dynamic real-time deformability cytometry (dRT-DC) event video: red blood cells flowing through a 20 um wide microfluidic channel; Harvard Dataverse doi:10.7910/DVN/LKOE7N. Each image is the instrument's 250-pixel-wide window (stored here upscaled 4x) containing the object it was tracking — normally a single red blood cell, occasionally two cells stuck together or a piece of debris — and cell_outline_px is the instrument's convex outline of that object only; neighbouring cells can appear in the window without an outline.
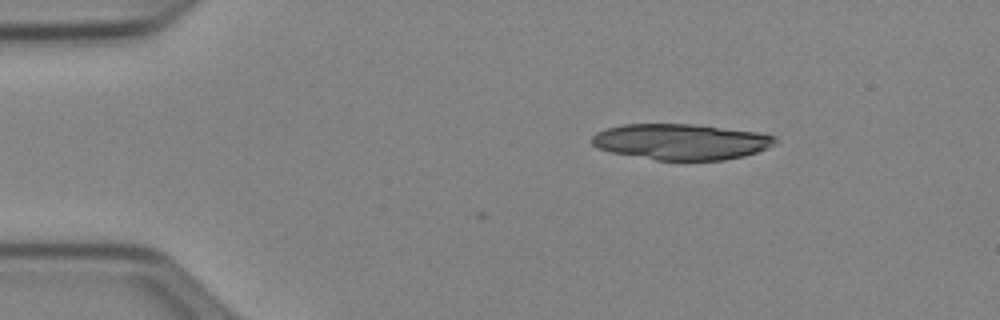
{"species": "Egyptian fruit bat (a non-hibernating species)", "species_latin": "Rousettus aegyptiacus", "temperature_condition": "cold", "stored_images_in_passage": 2, "camera_frame_rate_fps": 3000, "um_per_image_px": 0.085, "animal": {"sex": "female"}, "frame": {"image": 1, "passage_image": 2, "time_ms": 0.333, "image_size_px": [1000, 320], "cell_outline_px": [[776, 144], [768, 148], [744, 156], [724, 160], [656, 160], [612, 152], [600, 148], [592, 144], [592, 136], [596, 132], [608, 128], [624, 124], [692, 124], [756, 132], [776, 136]], "centroid_in_image_um": [57.91, 12.05], "position_along_channel_um": 27.1, "area_um2": 38.09}}